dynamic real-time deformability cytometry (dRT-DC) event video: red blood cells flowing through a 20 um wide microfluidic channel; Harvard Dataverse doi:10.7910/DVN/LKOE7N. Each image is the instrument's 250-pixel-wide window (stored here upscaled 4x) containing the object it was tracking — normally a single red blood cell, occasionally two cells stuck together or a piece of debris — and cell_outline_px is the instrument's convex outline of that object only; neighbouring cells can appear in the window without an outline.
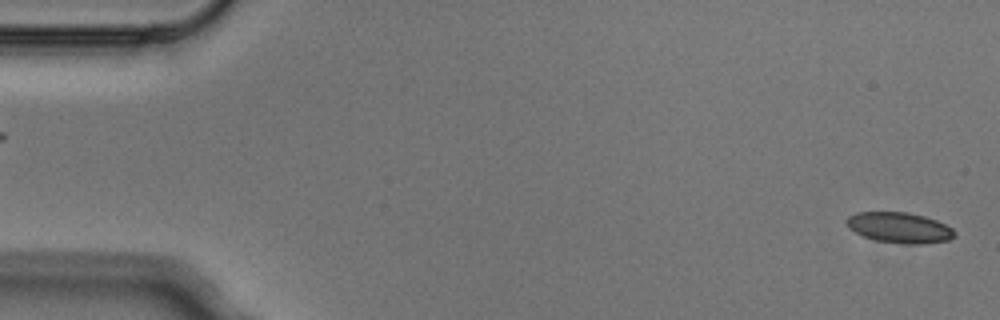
{"species": "Egyptian fruit bat (a non-hibernating species)", "species_latin": "Rousettus aegyptiacus", "temperature_condition": "cold", "stored_images_in_passage": 4, "segment_of_instrument_passage": [2, 2], "camera_frame_rate_fps": 3000, "um_per_image_px": 0.085, "animal": {"sex": "male"}, "frame": {"image": 1, "passage_image": 4, "time_ms": 1.0, "image_size_px": [1000, 320], "cell_outline_px": [[956, 236], [948, 240], [920, 244], [904, 244], [876, 240], [864, 236], [848, 228], [844, 220], [848, 216], [856, 212], [908, 212], [924, 216], [936, 220], [952, 228], [956, 232]], "centroid_in_image_um": [76.44, 19.34], "position_along_channel_um": 8.6, "area_um2": 19.31}}